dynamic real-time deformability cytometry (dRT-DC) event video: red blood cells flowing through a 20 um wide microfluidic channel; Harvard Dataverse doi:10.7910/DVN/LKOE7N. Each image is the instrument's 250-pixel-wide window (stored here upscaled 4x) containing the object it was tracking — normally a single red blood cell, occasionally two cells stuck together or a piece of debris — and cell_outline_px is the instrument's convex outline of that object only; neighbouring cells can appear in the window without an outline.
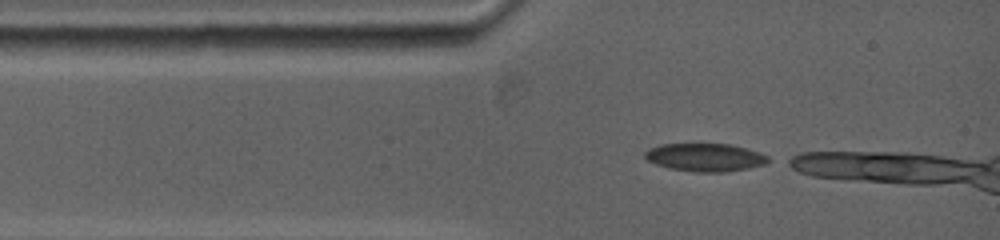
{"species": "common noctule bat (a hibernating species)", "species_latin": "Nyctalus noctula", "temperature_condition": "warm", "stored_images_in_passage": 5, "camera_frame_rate_fps": 5000, "um_per_image_px": 0.085, "animal": {"sex": "female", "body_mass_g": 19.0, "forearm_length_mm": 53.3}, "frame": {"image": 1, "passage_image": 1, "time_ms": 0.0, "image_size_px": [1000, 240], "cell_outline_px": [[772, 160], [764, 164], [748, 168], [724, 172], [692, 172], [668, 168], [656, 164], [648, 160], [644, 156], [644, 152], [648, 148], [660, 144], [732, 144], [760, 152], [768, 156]], "centroid_in_image_um": [59.93, 13.37], "position_along_channel_um": 25.1, "area_um2": 20.29}}